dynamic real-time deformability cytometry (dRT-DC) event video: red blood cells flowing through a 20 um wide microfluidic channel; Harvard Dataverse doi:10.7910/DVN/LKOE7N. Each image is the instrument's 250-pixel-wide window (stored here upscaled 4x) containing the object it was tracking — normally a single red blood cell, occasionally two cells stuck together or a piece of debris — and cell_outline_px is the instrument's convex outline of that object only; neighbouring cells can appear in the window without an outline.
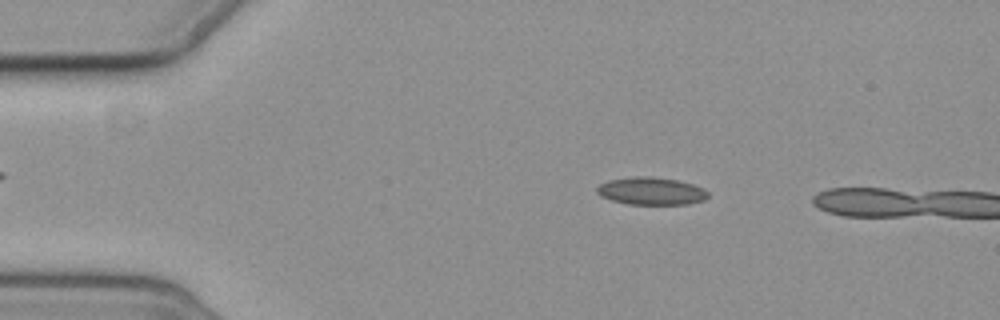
{"species": "common noctule bat (a hibernating species)", "species_latin": "Nyctalus noctula", "temperature_condition": "cold", "stored_images_in_passage": 4, "camera_frame_rate_fps": 3000, "um_per_image_px": 0.085, "animal": {"sex": "female", "body_mass_g": 19.3, "forearm_length_mm": 54.1}, "frame": {"image": 1, "passage_image": 3, "time_ms": 3.667, "image_size_px": [1000, 320], "cell_outline_px": [[708, 196], [704, 200], [688, 204], [628, 204], [612, 200], [600, 196], [596, 192], [596, 188], [600, 184], [608, 180], [632, 176], [652, 176], [676, 180], [692, 184], [704, 188], [708, 192]], "centroid_in_image_um": [55.34, 16.23], "position_along_channel_um": 29.7, "area_um2": 17.92}}